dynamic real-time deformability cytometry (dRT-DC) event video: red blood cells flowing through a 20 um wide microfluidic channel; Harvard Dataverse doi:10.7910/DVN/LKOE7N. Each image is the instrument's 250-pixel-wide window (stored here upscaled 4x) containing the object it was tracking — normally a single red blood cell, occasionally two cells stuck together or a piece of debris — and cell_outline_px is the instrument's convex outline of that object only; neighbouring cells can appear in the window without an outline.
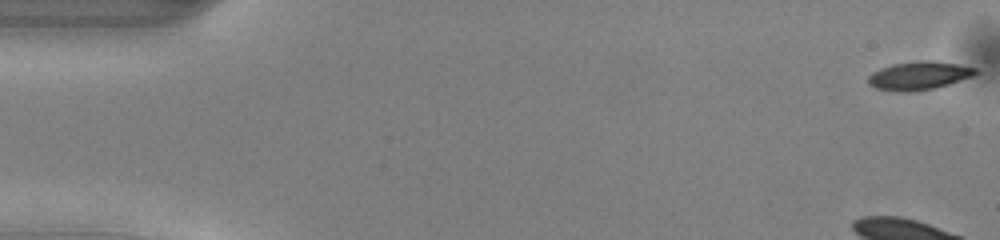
{"species": "common noctule bat (a hibernating species)", "species_latin": "Nyctalus noctula", "temperature_condition": "warm", "stored_images_in_passage": 50, "camera_frame_rate_fps": 3000, "um_per_image_px": 0.085, "animal": {"sex": "male", "body_mass_g": 13.0, "forearm_length_mm": 53.1}, "frame": {"image": 1, "passage_image": 1, "time_ms": 0.0, "image_size_px": [1000, 240], "cell_outline_px": [[980, 72], [972, 76], [936, 88], [908, 92], [896, 92], [876, 88], [868, 84], [868, 76], [872, 72], [880, 68], [892, 64], [916, 60], [932, 60], [960, 64], [976, 68]], "centroid_in_image_um": [78.11, 6.42], "position_along_channel_um": 6.9, "area_um2": 17.98}}